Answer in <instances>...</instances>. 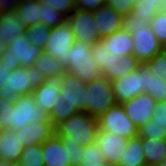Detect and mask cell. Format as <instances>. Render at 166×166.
I'll return each mask as SVG.
<instances>
[{
	"instance_id": "484cf974",
	"label": "cell",
	"mask_w": 166,
	"mask_h": 166,
	"mask_svg": "<svg viewBox=\"0 0 166 166\" xmlns=\"http://www.w3.org/2000/svg\"><path fill=\"white\" fill-rule=\"evenodd\" d=\"M15 13L27 27L40 24V2L20 1Z\"/></svg>"
},
{
	"instance_id": "d590c367",
	"label": "cell",
	"mask_w": 166,
	"mask_h": 166,
	"mask_svg": "<svg viewBox=\"0 0 166 166\" xmlns=\"http://www.w3.org/2000/svg\"><path fill=\"white\" fill-rule=\"evenodd\" d=\"M150 27L162 46H166V11H159L151 20Z\"/></svg>"
},
{
	"instance_id": "f546056e",
	"label": "cell",
	"mask_w": 166,
	"mask_h": 166,
	"mask_svg": "<svg viewBox=\"0 0 166 166\" xmlns=\"http://www.w3.org/2000/svg\"><path fill=\"white\" fill-rule=\"evenodd\" d=\"M41 17L40 24H44L49 27H55L67 22V16L59 12L57 9L49 7L47 4L40 2Z\"/></svg>"
},
{
	"instance_id": "44dd1931",
	"label": "cell",
	"mask_w": 166,
	"mask_h": 166,
	"mask_svg": "<svg viewBox=\"0 0 166 166\" xmlns=\"http://www.w3.org/2000/svg\"><path fill=\"white\" fill-rule=\"evenodd\" d=\"M100 41L109 50L110 54L114 53L117 56L133 54L134 41L132 34L124 28L101 38Z\"/></svg>"
},
{
	"instance_id": "1f68e13d",
	"label": "cell",
	"mask_w": 166,
	"mask_h": 166,
	"mask_svg": "<svg viewBox=\"0 0 166 166\" xmlns=\"http://www.w3.org/2000/svg\"><path fill=\"white\" fill-rule=\"evenodd\" d=\"M146 93L150 94L157 102L166 101V80L160 76H154L149 70Z\"/></svg>"
},
{
	"instance_id": "3957f363",
	"label": "cell",
	"mask_w": 166,
	"mask_h": 166,
	"mask_svg": "<svg viewBox=\"0 0 166 166\" xmlns=\"http://www.w3.org/2000/svg\"><path fill=\"white\" fill-rule=\"evenodd\" d=\"M98 119L86 112H78L70 116L56 127L58 136L71 138L76 144L83 146L96 142Z\"/></svg>"
},
{
	"instance_id": "603a6c76",
	"label": "cell",
	"mask_w": 166,
	"mask_h": 166,
	"mask_svg": "<svg viewBox=\"0 0 166 166\" xmlns=\"http://www.w3.org/2000/svg\"><path fill=\"white\" fill-rule=\"evenodd\" d=\"M117 166H146L141 137L129 138L123 157Z\"/></svg>"
},
{
	"instance_id": "5b68a950",
	"label": "cell",
	"mask_w": 166,
	"mask_h": 166,
	"mask_svg": "<svg viewBox=\"0 0 166 166\" xmlns=\"http://www.w3.org/2000/svg\"><path fill=\"white\" fill-rule=\"evenodd\" d=\"M116 104L111 81L106 77L101 75L86 83V113L98 119Z\"/></svg>"
},
{
	"instance_id": "9a60e30c",
	"label": "cell",
	"mask_w": 166,
	"mask_h": 166,
	"mask_svg": "<svg viewBox=\"0 0 166 166\" xmlns=\"http://www.w3.org/2000/svg\"><path fill=\"white\" fill-rule=\"evenodd\" d=\"M15 132L23 145H41L56 133V127L47 119L37 123H28L22 129L15 130Z\"/></svg>"
},
{
	"instance_id": "52a82bcc",
	"label": "cell",
	"mask_w": 166,
	"mask_h": 166,
	"mask_svg": "<svg viewBox=\"0 0 166 166\" xmlns=\"http://www.w3.org/2000/svg\"><path fill=\"white\" fill-rule=\"evenodd\" d=\"M99 130H105L124 136L134 138L138 134V127L126 115L122 104H116L106 110L98 118Z\"/></svg>"
},
{
	"instance_id": "7dc6e473",
	"label": "cell",
	"mask_w": 166,
	"mask_h": 166,
	"mask_svg": "<svg viewBox=\"0 0 166 166\" xmlns=\"http://www.w3.org/2000/svg\"><path fill=\"white\" fill-rule=\"evenodd\" d=\"M15 163L0 158V166H14Z\"/></svg>"
},
{
	"instance_id": "8fae6325",
	"label": "cell",
	"mask_w": 166,
	"mask_h": 166,
	"mask_svg": "<svg viewBox=\"0 0 166 166\" xmlns=\"http://www.w3.org/2000/svg\"><path fill=\"white\" fill-rule=\"evenodd\" d=\"M56 101L77 107L79 112H86V83L74 75L65 73Z\"/></svg>"
},
{
	"instance_id": "f5cc1de1",
	"label": "cell",
	"mask_w": 166,
	"mask_h": 166,
	"mask_svg": "<svg viewBox=\"0 0 166 166\" xmlns=\"http://www.w3.org/2000/svg\"><path fill=\"white\" fill-rule=\"evenodd\" d=\"M151 166H165V165L159 163V164H154V165H151Z\"/></svg>"
},
{
	"instance_id": "681fc988",
	"label": "cell",
	"mask_w": 166,
	"mask_h": 166,
	"mask_svg": "<svg viewBox=\"0 0 166 166\" xmlns=\"http://www.w3.org/2000/svg\"><path fill=\"white\" fill-rule=\"evenodd\" d=\"M161 11H166V0H162V10Z\"/></svg>"
},
{
	"instance_id": "836d02e7",
	"label": "cell",
	"mask_w": 166,
	"mask_h": 166,
	"mask_svg": "<svg viewBox=\"0 0 166 166\" xmlns=\"http://www.w3.org/2000/svg\"><path fill=\"white\" fill-rule=\"evenodd\" d=\"M137 136L147 139H166V126L149 120L138 128Z\"/></svg>"
},
{
	"instance_id": "f35d334b",
	"label": "cell",
	"mask_w": 166,
	"mask_h": 166,
	"mask_svg": "<svg viewBox=\"0 0 166 166\" xmlns=\"http://www.w3.org/2000/svg\"><path fill=\"white\" fill-rule=\"evenodd\" d=\"M91 53L93 59L96 62L97 67L102 71L106 66L109 58V50L104 46V44L99 41L95 45H92Z\"/></svg>"
},
{
	"instance_id": "30bf717a",
	"label": "cell",
	"mask_w": 166,
	"mask_h": 166,
	"mask_svg": "<svg viewBox=\"0 0 166 166\" xmlns=\"http://www.w3.org/2000/svg\"><path fill=\"white\" fill-rule=\"evenodd\" d=\"M131 34L134 41L133 55L141 64H145L164 50L150 26L134 28V32Z\"/></svg>"
},
{
	"instance_id": "bcb514c9",
	"label": "cell",
	"mask_w": 166,
	"mask_h": 166,
	"mask_svg": "<svg viewBox=\"0 0 166 166\" xmlns=\"http://www.w3.org/2000/svg\"><path fill=\"white\" fill-rule=\"evenodd\" d=\"M11 71L8 70V66L4 65L2 61H0V88L5 83L7 78H9Z\"/></svg>"
},
{
	"instance_id": "816d5d0a",
	"label": "cell",
	"mask_w": 166,
	"mask_h": 166,
	"mask_svg": "<svg viewBox=\"0 0 166 166\" xmlns=\"http://www.w3.org/2000/svg\"><path fill=\"white\" fill-rule=\"evenodd\" d=\"M21 1H34V2H42L43 0H21Z\"/></svg>"
},
{
	"instance_id": "5bb4252c",
	"label": "cell",
	"mask_w": 166,
	"mask_h": 166,
	"mask_svg": "<svg viewBox=\"0 0 166 166\" xmlns=\"http://www.w3.org/2000/svg\"><path fill=\"white\" fill-rule=\"evenodd\" d=\"M128 140L124 136L105 130H98L96 143L100 146L101 153L109 166L118 165L121 157H123Z\"/></svg>"
},
{
	"instance_id": "83f0119b",
	"label": "cell",
	"mask_w": 166,
	"mask_h": 166,
	"mask_svg": "<svg viewBox=\"0 0 166 166\" xmlns=\"http://www.w3.org/2000/svg\"><path fill=\"white\" fill-rule=\"evenodd\" d=\"M83 151V160L80 166H109L96 142L84 146Z\"/></svg>"
},
{
	"instance_id": "cb8c5ba5",
	"label": "cell",
	"mask_w": 166,
	"mask_h": 166,
	"mask_svg": "<svg viewBox=\"0 0 166 166\" xmlns=\"http://www.w3.org/2000/svg\"><path fill=\"white\" fill-rule=\"evenodd\" d=\"M146 166L159 164L166 154V139H147L141 137Z\"/></svg>"
},
{
	"instance_id": "e0dca14e",
	"label": "cell",
	"mask_w": 166,
	"mask_h": 166,
	"mask_svg": "<svg viewBox=\"0 0 166 166\" xmlns=\"http://www.w3.org/2000/svg\"><path fill=\"white\" fill-rule=\"evenodd\" d=\"M140 65L141 63L133 54L127 56H117L112 53L109 54L107 66L101 71V73L109 81H114L130 74Z\"/></svg>"
},
{
	"instance_id": "b9f144b4",
	"label": "cell",
	"mask_w": 166,
	"mask_h": 166,
	"mask_svg": "<svg viewBox=\"0 0 166 166\" xmlns=\"http://www.w3.org/2000/svg\"><path fill=\"white\" fill-rule=\"evenodd\" d=\"M150 26V21L134 18L131 14L124 16L123 28L130 33L134 32V28Z\"/></svg>"
},
{
	"instance_id": "ab89813d",
	"label": "cell",
	"mask_w": 166,
	"mask_h": 166,
	"mask_svg": "<svg viewBox=\"0 0 166 166\" xmlns=\"http://www.w3.org/2000/svg\"><path fill=\"white\" fill-rule=\"evenodd\" d=\"M49 7L57 9L67 17L75 10L76 0H43Z\"/></svg>"
},
{
	"instance_id": "7bdbcfd3",
	"label": "cell",
	"mask_w": 166,
	"mask_h": 166,
	"mask_svg": "<svg viewBox=\"0 0 166 166\" xmlns=\"http://www.w3.org/2000/svg\"><path fill=\"white\" fill-rule=\"evenodd\" d=\"M151 120L166 126V101L156 103Z\"/></svg>"
},
{
	"instance_id": "8992f818",
	"label": "cell",
	"mask_w": 166,
	"mask_h": 166,
	"mask_svg": "<svg viewBox=\"0 0 166 166\" xmlns=\"http://www.w3.org/2000/svg\"><path fill=\"white\" fill-rule=\"evenodd\" d=\"M148 76L149 69L145 64H141L130 74L111 81L117 103L122 104L138 94L146 92Z\"/></svg>"
},
{
	"instance_id": "4fadbf2b",
	"label": "cell",
	"mask_w": 166,
	"mask_h": 166,
	"mask_svg": "<svg viewBox=\"0 0 166 166\" xmlns=\"http://www.w3.org/2000/svg\"><path fill=\"white\" fill-rule=\"evenodd\" d=\"M157 101L148 93L143 92L122 103L126 115L139 128L152 119Z\"/></svg>"
},
{
	"instance_id": "4316f807",
	"label": "cell",
	"mask_w": 166,
	"mask_h": 166,
	"mask_svg": "<svg viewBox=\"0 0 166 166\" xmlns=\"http://www.w3.org/2000/svg\"><path fill=\"white\" fill-rule=\"evenodd\" d=\"M162 10V0H140L132 7L131 15L134 18L150 21Z\"/></svg>"
},
{
	"instance_id": "d6a6232c",
	"label": "cell",
	"mask_w": 166,
	"mask_h": 166,
	"mask_svg": "<svg viewBox=\"0 0 166 166\" xmlns=\"http://www.w3.org/2000/svg\"><path fill=\"white\" fill-rule=\"evenodd\" d=\"M77 107H70L62 102H56L52 111L48 114L49 120L53 123L55 127L61 124L63 121L68 119L70 116L78 113Z\"/></svg>"
},
{
	"instance_id": "7a4b0ae2",
	"label": "cell",
	"mask_w": 166,
	"mask_h": 166,
	"mask_svg": "<svg viewBox=\"0 0 166 166\" xmlns=\"http://www.w3.org/2000/svg\"><path fill=\"white\" fill-rule=\"evenodd\" d=\"M92 45L75 41L65 54V72L78 77L84 83L102 75L91 53Z\"/></svg>"
},
{
	"instance_id": "6da1fadb",
	"label": "cell",
	"mask_w": 166,
	"mask_h": 166,
	"mask_svg": "<svg viewBox=\"0 0 166 166\" xmlns=\"http://www.w3.org/2000/svg\"><path fill=\"white\" fill-rule=\"evenodd\" d=\"M46 79L34 66L16 68L11 71L9 78L0 88V98L4 101H15L18 96L32 94Z\"/></svg>"
},
{
	"instance_id": "7402d4cb",
	"label": "cell",
	"mask_w": 166,
	"mask_h": 166,
	"mask_svg": "<svg viewBox=\"0 0 166 166\" xmlns=\"http://www.w3.org/2000/svg\"><path fill=\"white\" fill-rule=\"evenodd\" d=\"M26 30L27 26L15 12L0 13V41L6 45L9 44L11 39L24 34Z\"/></svg>"
},
{
	"instance_id": "ee69618b",
	"label": "cell",
	"mask_w": 166,
	"mask_h": 166,
	"mask_svg": "<svg viewBox=\"0 0 166 166\" xmlns=\"http://www.w3.org/2000/svg\"><path fill=\"white\" fill-rule=\"evenodd\" d=\"M106 3V0H76V8L85 11H95Z\"/></svg>"
},
{
	"instance_id": "74e56055",
	"label": "cell",
	"mask_w": 166,
	"mask_h": 166,
	"mask_svg": "<svg viewBox=\"0 0 166 166\" xmlns=\"http://www.w3.org/2000/svg\"><path fill=\"white\" fill-rule=\"evenodd\" d=\"M14 101L0 98V129L9 128L13 124Z\"/></svg>"
},
{
	"instance_id": "60d3db41",
	"label": "cell",
	"mask_w": 166,
	"mask_h": 166,
	"mask_svg": "<svg viewBox=\"0 0 166 166\" xmlns=\"http://www.w3.org/2000/svg\"><path fill=\"white\" fill-rule=\"evenodd\" d=\"M108 6L123 16L131 13L132 7L135 4L134 0H106Z\"/></svg>"
},
{
	"instance_id": "2e32d148",
	"label": "cell",
	"mask_w": 166,
	"mask_h": 166,
	"mask_svg": "<svg viewBox=\"0 0 166 166\" xmlns=\"http://www.w3.org/2000/svg\"><path fill=\"white\" fill-rule=\"evenodd\" d=\"M62 76L48 77L46 81L39 87L33 90L35 104L49 114L58 98L61 90Z\"/></svg>"
},
{
	"instance_id": "4dcf8cb0",
	"label": "cell",
	"mask_w": 166,
	"mask_h": 166,
	"mask_svg": "<svg viewBox=\"0 0 166 166\" xmlns=\"http://www.w3.org/2000/svg\"><path fill=\"white\" fill-rule=\"evenodd\" d=\"M51 27L44 24H36L35 26L27 27L25 31L26 37L31 44L45 47L47 39L50 36Z\"/></svg>"
},
{
	"instance_id": "ac0fdd59",
	"label": "cell",
	"mask_w": 166,
	"mask_h": 166,
	"mask_svg": "<svg viewBox=\"0 0 166 166\" xmlns=\"http://www.w3.org/2000/svg\"><path fill=\"white\" fill-rule=\"evenodd\" d=\"M93 14L101 38L123 28L124 16L107 4L97 8Z\"/></svg>"
},
{
	"instance_id": "e575fe53",
	"label": "cell",
	"mask_w": 166,
	"mask_h": 166,
	"mask_svg": "<svg viewBox=\"0 0 166 166\" xmlns=\"http://www.w3.org/2000/svg\"><path fill=\"white\" fill-rule=\"evenodd\" d=\"M64 148L69 153V159L71 166H80L83 160V145L76 144L74 141H71V138L66 136H59Z\"/></svg>"
},
{
	"instance_id": "7c38bea8",
	"label": "cell",
	"mask_w": 166,
	"mask_h": 166,
	"mask_svg": "<svg viewBox=\"0 0 166 166\" xmlns=\"http://www.w3.org/2000/svg\"><path fill=\"white\" fill-rule=\"evenodd\" d=\"M75 39L73 32L67 22L52 27L50 36L43 50L48 54L58 58L65 67V54L74 44Z\"/></svg>"
},
{
	"instance_id": "8d00e7d4",
	"label": "cell",
	"mask_w": 166,
	"mask_h": 166,
	"mask_svg": "<svg viewBox=\"0 0 166 166\" xmlns=\"http://www.w3.org/2000/svg\"><path fill=\"white\" fill-rule=\"evenodd\" d=\"M154 76L166 80V51L162 50L145 63Z\"/></svg>"
},
{
	"instance_id": "c3c4849f",
	"label": "cell",
	"mask_w": 166,
	"mask_h": 166,
	"mask_svg": "<svg viewBox=\"0 0 166 166\" xmlns=\"http://www.w3.org/2000/svg\"><path fill=\"white\" fill-rule=\"evenodd\" d=\"M6 49H7V45L4 42L0 41V58Z\"/></svg>"
},
{
	"instance_id": "277c9868",
	"label": "cell",
	"mask_w": 166,
	"mask_h": 166,
	"mask_svg": "<svg viewBox=\"0 0 166 166\" xmlns=\"http://www.w3.org/2000/svg\"><path fill=\"white\" fill-rule=\"evenodd\" d=\"M43 51L41 46L31 44L24 33L10 40L0 61L8 66L9 71L19 67L29 68Z\"/></svg>"
},
{
	"instance_id": "f907efd6",
	"label": "cell",
	"mask_w": 166,
	"mask_h": 166,
	"mask_svg": "<svg viewBox=\"0 0 166 166\" xmlns=\"http://www.w3.org/2000/svg\"><path fill=\"white\" fill-rule=\"evenodd\" d=\"M161 164H163V165H165V166H166V154H165L164 158L162 159Z\"/></svg>"
},
{
	"instance_id": "d4e9b609",
	"label": "cell",
	"mask_w": 166,
	"mask_h": 166,
	"mask_svg": "<svg viewBox=\"0 0 166 166\" xmlns=\"http://www.w3.org/2000/svg\"><path fill=\"white\" fill-rule=\"evenodd\" d=\"M33 66L43 73L46 78L63 76L66 73L60 60L45 51L38 56Z\"/></svg>"
},
{
	"instance_id": "f6af8a7d",
	"label": "cell",
	"mask_w": 166,
	"mask_h": 166,
	"mask_svg": "<svg viewBox=\"0 0 166 166\" xmlns=\"http://www.w3.org/2000/svg\"><path fill=\"white\" fill-rule=\"evenodd\" d=\"M21 0H0V13L15 12Z\"/></svg>"
},
{
	"instance_id": "ba28073f",
	"label": "cell",
	"mask_w": 166,
	"mask_h": 166,
	"mask_svg": "<svg viewBox=\"0 0 166 166\" xmlns=\"http://www.w3.org/2000/svg\"><path fill=\"white\" fill-rule=\"evenodd\" d=\"M67 23L73 32L75 41L95 45L101 40L93 11L75 8L67 17Z\"/></svg>"
},
{
	"instance_id": "9c48e42d",
	"label": "cell",
	"mask_w": 166,
	"mask_h": 166,
	"mask_svg": "<svg viewBox=\"0 0 166 166\" xmlns=\"http://www.w3.org/2000/svg\"><path fill=\"white\" fill-rule=\"evenodd\" d=\"M49 119L44 109L35 104L32 94L18 96L14 101L13 124L9 129H22L28 123H37Z\"/></svg>"
},
{
	"instance_id": "f1b7e54d",
	"label": "cell",
	"mask_w": 166,
	"mask_h": 166,
	"mask_svg": "<svg viewBox=\"0 0 166 166\" xmlns=\"http://www.w3.org/2000/svg\"><path fill=\"white\" fill-rule=\"evenodd\" d=\"M18 164L22 166H45L41 145L25 146Z\"/></svg>"
},
{
	"instance_id": "d6986e66",
	"label": "cell",
	"mask_w": 166,
	"mask_h": 166,
	"mask_svg": "<svg viewBox=\"0 0 166 166\" xmlns=\"http://www.w3.org/2000/svg\"><path fill=\"white\" fill-rule=\"evenodd\" d=\"M41 150L45 166H71L69 153L56 133L41 144Z\"/></svg>"
},
{
	"instance_id": "ffe728a7",
	"label": "cell",
	"mask_w": 166,
	"mask_h": 166,
	"mask_svg": "<svg viewBox=\"0 0 166 166\" xmlns=\"http://www.w3.org/2000/svg\"><path fill=\"white\" fill-rule=\"evenodd\" d=\"M25 145L21 143L18 134L9 128L0 131V158L19 163Z\"/></svg>"
}]
</instances>
